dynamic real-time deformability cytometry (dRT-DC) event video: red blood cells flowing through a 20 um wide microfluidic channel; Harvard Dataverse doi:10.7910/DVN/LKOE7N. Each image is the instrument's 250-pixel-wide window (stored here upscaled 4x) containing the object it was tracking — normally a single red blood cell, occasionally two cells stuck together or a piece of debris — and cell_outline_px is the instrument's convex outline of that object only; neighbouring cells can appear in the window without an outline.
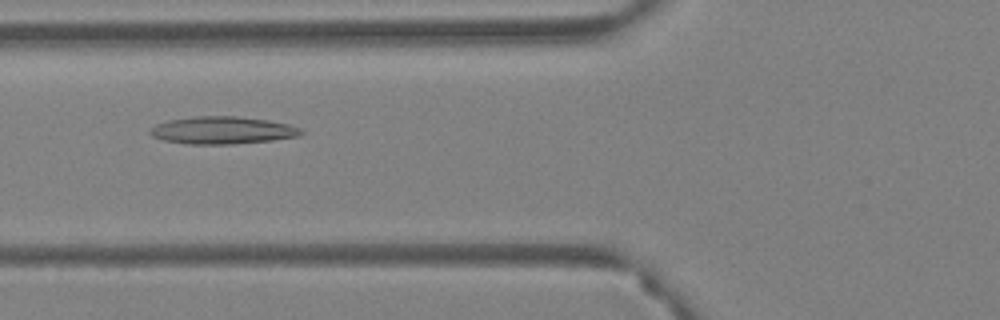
{"species": "Egyptian fruit bat (a non-hibernating species)", "species_latin": "Rousettus aegyptiacus", "temperature_condition": "warm", "stored_images_in_passage": 31, "camera_frame_rate_fps": 3000, "um_per_image_px": 0.085, "animal": {"sex": "female"}, "frame": {"image": 1, "passage_image": 6, "time_ms": 1.667, "image_size_px": [1000, 320], "cell_outline_px": [[304, 132], [300, 136], [272, 140], [232, 144], [188, 144], [164, 140], [152, 136], [148, 132], [148, 128], [156, 124], [168, 120], [196, 116], [236, 116], [268, 120], [288, 124], [300, 128]], "centroid_in_image_um": [18.88, 11.07], "position_along_channel_um": 106.9, "area_um2": 24.22}}
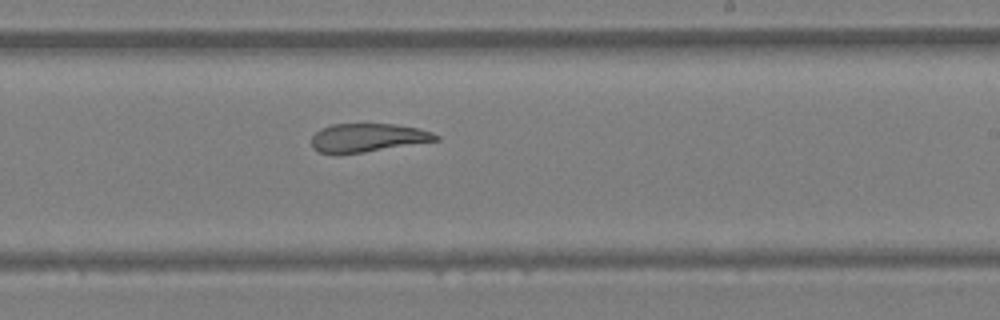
{"frame": {"image": 2, "passage_image": 19, "time_ms": 6.0, "image_size_px": [1000, 320], "cell_outline_px": [[440, 140], [364, 152], [336, 156], [320, 152], [312, 148], [312, 136], [320, 128], [332, 124], [396, 124], [420, 128], [432, 132], [440, 136]], "centroid_in_image_um": [31.23, 11.72], "position_along_channel_um": 257.8, "area_um2": 21.04}}
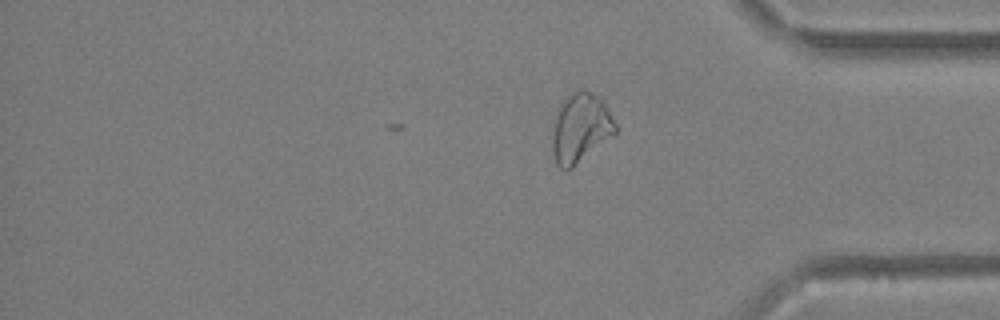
{"frame": {"image": 3, "passage_image": 31, "time_ms": 10.0, "image_size_px": [1000, 320], "cell_outline_px": [[616, 132], [568, 172], [560, 168], [556, 164], [552, 148], [552, 120], [560, 104], [572, 92], [580, 88], [584, 88], [600, 96], [616, 124]], "centroid_in_image_um": [49.3, 10.87], "position_along_channel_um": 385.9, "area_um2": 25.78}, "authors_computed_cell_mechanics": {"area_um2": 22.0218, "velocity_mm_per_s": 3.4895, "shape_relaxation_time_tau1_ms": null, "shape_relaxation_time_tau2_ms": 3.355, "deformation_change_tau1": null, "deformation_change_tau2": 0.1173}}